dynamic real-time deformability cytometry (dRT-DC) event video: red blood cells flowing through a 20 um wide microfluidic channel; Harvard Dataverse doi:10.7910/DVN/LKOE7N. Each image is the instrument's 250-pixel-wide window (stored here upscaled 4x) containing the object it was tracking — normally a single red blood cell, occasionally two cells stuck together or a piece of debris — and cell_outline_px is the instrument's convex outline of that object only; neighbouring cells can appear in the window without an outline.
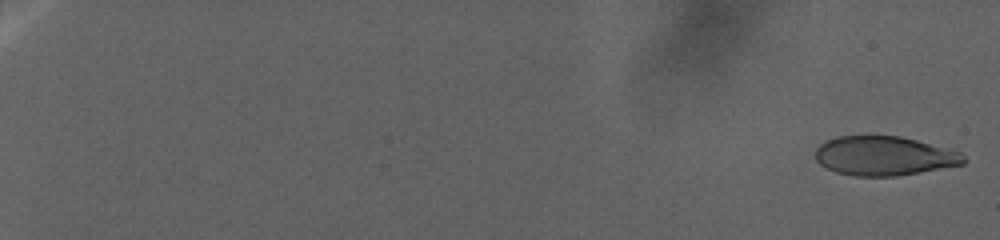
{"species": "human", "species_latin": "Homo sapiens", "temperature_condition": "warm", "stored_images_in_passage": 50, "camera_frame_rate_fps": 3000, "um_per_image_px": 0.085, "donor": {"sex": "female"}, "frame": {"image": 1, "passage_image": 1, "time_ms": 0.0, "image_size_px": [1000, 240], "cell_outline_px": [[964, 164], [896, 176], [856, 176], [836, 172], [820, 164], [816, 160], [816, 148], [824, 140], [836, 136], [900, 136], [916, 140], [960, 152], [964, 156]], "centroid_in_image_um": [75.11, 13.24], "position_along_channel_um": 9.9, "area_um2": 33.64}}
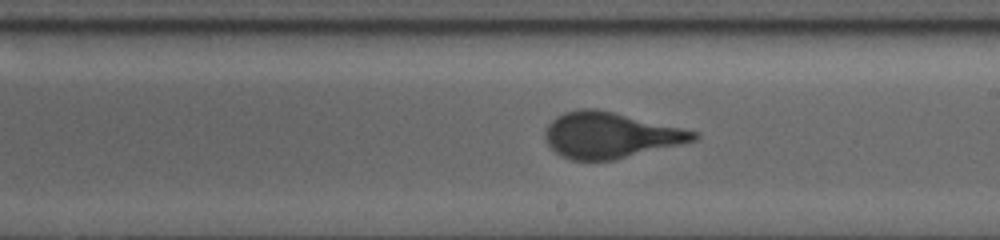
{"frame": {"image": 2, "passage_image": 29, "time_ms": 33.667, "image_size_px": [1000, 240], "cell_outline_px": [[700, 136], [696, 140], [616, 160], [572, 160], [560, 156], [544, 140], [544, 132], [548, 124], [556, 116], [564, 112], [580, 108], [596, 108], [700, 132]], "centroid_in_image_um": [51.85, 11.49], "position_along_channel_um": 237.1, "area_um2": 39.77}}
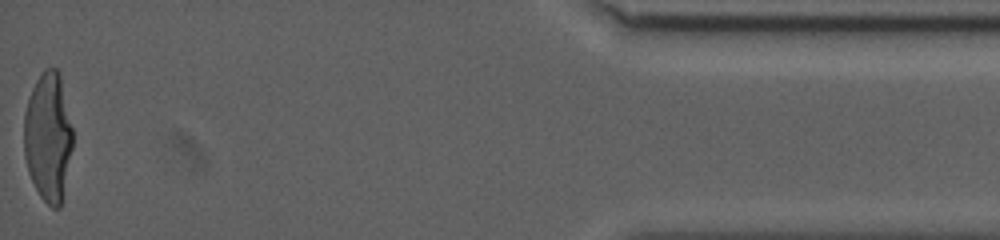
{"frame": {"image": 3, "passage_image": 50, "time_ms": 51.333, "image_size_px": [1000, 240], "cell_outline_px": [[72, 148], [60, 208], [52, 208], [40, 196], [28, 172], [24, 156], [24, 112], [32, 88], [40, 72], [44, 68], [56, 68], [60, 72], [72, 128]], "centroid_in_image_um": [4.08, 11.6], "position_along_channel_um": 431.1, "area_um2": 36.65}}